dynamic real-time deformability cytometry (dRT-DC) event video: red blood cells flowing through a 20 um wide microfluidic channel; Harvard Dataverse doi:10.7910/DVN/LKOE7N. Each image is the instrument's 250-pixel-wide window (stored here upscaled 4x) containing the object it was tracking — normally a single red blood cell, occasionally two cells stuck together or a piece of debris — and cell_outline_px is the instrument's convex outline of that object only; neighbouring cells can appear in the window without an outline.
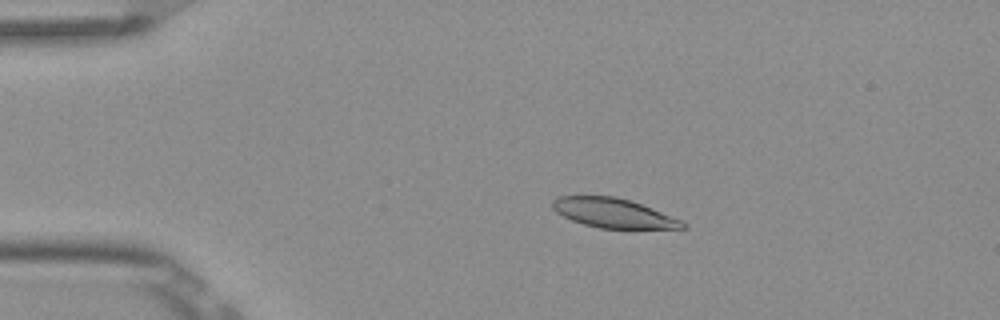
{"species": "Egyptian fruit bat (a non-hibernating species)", "species_latin": "Rousettus aegyptiacus", "temperature_condition": "room temperature", "stored_images_in_passage": 4, "camera_frame_rate_fps": 3000, "um_per_image_px": 0.085, "frame": {"image": 1, "passage_image": 1, "time_ms": 0.0, "image_size_px": [1000, 320], "cell_outline_px": [[688, 228], [600, 228], [584, 224], [572, 220], [556, 212], [552, 208], [552, 200], [556, 196], [616, 196], [632, 200], [652, 208], [680, 220], [688, 224]], "centroid_in_image_um": [52.12, 18.09], "position_along_channel_um": 32.9, "area_um2": 22.2}}
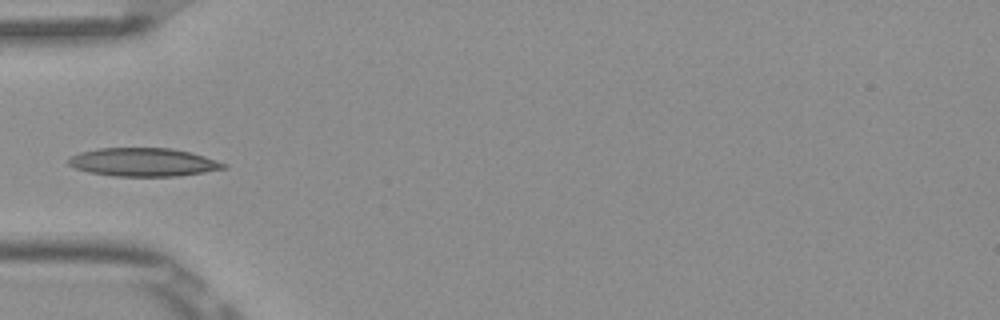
{"frame": {"image": 2, "passage_image": 3, "time_ms": 0.667, "image_size_px": [1000, 320], "cell_outline_px": [[228, 168], [180, 176], [112, 176], [88, 172], [76, 168], [68, 164], [68, 160], [72, 156], [80, 152], [100, 148], [172, 148], [192, 152], [228, 164]], "centroid_in_image_um": [12.22, 13.79], "position_along_channel_um": 72.8, "area_um2": 25.72}}
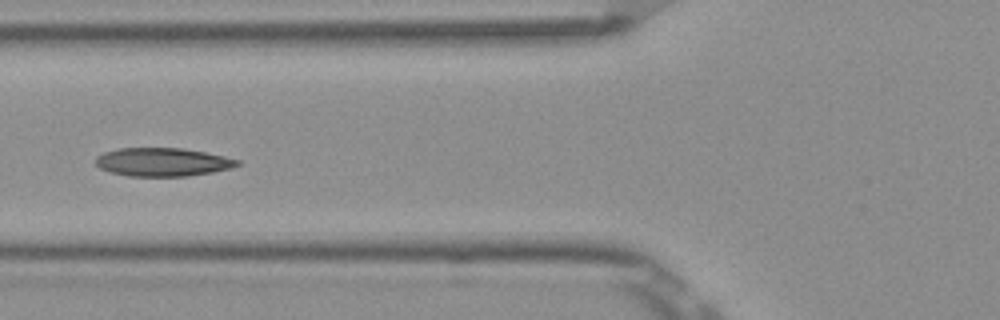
{"frame": {"image": 3, "passage_image": 4, "time_ms": 1.0, "image_size_px": [1000, 320], "cell_outline_px": [[240, 164], [232, 168], [212, 172], [188, 176], [128, 176], [112, 172], [100, 168], [96, 164], [96, 156], [104, 152], [120, 148], [184, 148], [224, 156], [240, 160]], "centroid_in_image_um": [13.84, 13.77], "position_along_channel_um": 112.0, "area_um2": 23.41}}